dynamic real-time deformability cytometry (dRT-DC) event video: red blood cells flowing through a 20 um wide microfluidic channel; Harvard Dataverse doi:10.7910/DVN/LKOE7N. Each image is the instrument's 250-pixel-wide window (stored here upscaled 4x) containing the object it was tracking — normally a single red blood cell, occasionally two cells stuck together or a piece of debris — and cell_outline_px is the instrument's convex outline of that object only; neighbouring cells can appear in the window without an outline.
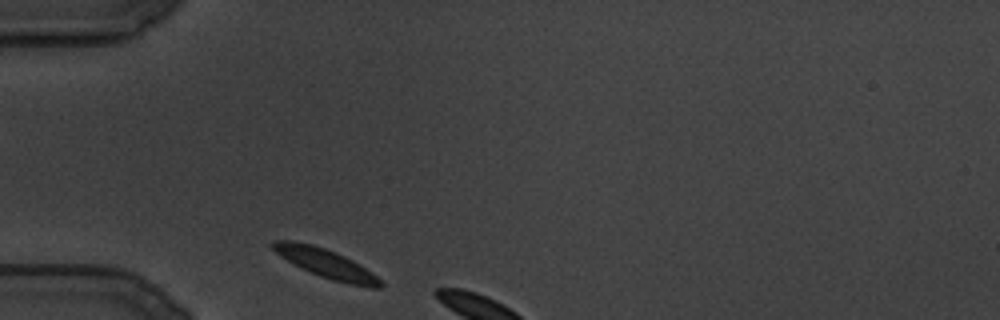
{"species": "common noctule bat (a hibernating species)", "species_latin": "Nyctalus noctula", "temperature_condition": "cold", "stored_images_in_passage": 5, "camera_frame_rate_fps": 3000, "um_per_image_px": 0.085, "animal": {"sex": "male", "body_mass_g": 19.5, "forearm_length_mm": 54.6}, "frame": {"image": 1, "passage_image": 1, "time_ms": 0.0, "image_size_px": [1000, 320], "cell_outline_px": [[384, 284], [380, 288], [372, 288], [348, 284], [332, 280], [320, 276], [300, 268], [280, 256], [272, 248], [272, 244], [276, 240], [292, 240], [312, 244], [324, 248], [344, 256], [352, 260], [372, 272]], "centroid_in_image_um": [27.71, 22.4], "position_along_channel_um": 57.3, "area_um2": 18.03}}